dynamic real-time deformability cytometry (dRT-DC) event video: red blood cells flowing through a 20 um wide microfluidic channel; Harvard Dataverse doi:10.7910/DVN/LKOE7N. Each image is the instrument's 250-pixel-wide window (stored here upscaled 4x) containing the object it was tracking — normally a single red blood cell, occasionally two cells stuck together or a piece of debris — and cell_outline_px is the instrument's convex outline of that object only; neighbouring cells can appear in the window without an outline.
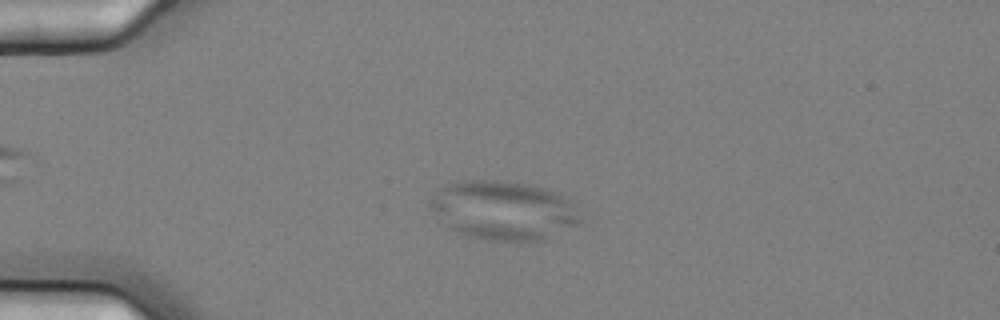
{"species": "common noctule bat (a hibernating species)", "species_latin": "Nyctalus noctula", "temperature_condition": "cold", "stored_images_in_passage": 5, "camera_frame_rate_fps": 3000, "um_per_image_px": 0.085, "animal": {"sex": "female", "body_mass_g": 25.1}, "frame": {"image": 1, "passage_image": 4, "time_ms": 1.0, "image_size_px": [1000, 320], "cell_outline_px": [[580, 220], [576, 224], [544, 240], [488, 240], [472, 236], [448, 228], [432, 208], [432, 200], [448, 184], [468, 180], [496, 180], [520, 184], [540, 188], [552, 192], [568, 200], [580, 216]], "centroid_in_image_um": [42.8, 17.9], "position_along_channel_um": 42.2, "area_um2": 49.59}}